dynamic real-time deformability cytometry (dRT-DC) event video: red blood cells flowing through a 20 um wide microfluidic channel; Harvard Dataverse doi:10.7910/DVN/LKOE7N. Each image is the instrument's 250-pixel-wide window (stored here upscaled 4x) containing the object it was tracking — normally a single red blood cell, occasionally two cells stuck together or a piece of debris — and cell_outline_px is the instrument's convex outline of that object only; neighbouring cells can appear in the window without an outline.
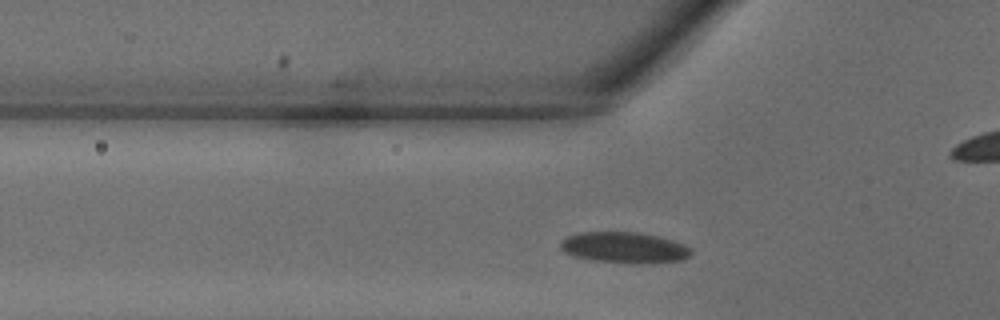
{"species": "common noctule bat (a hibernating species)", "species_latin": "Nyctalus noctula", "temperature_condition": "warm", "stored_images_in_passage": 23, "camera_frame_rate_fps": 3000, "um_per_image_px": 0.085, "animal": {"sex": "male", "body_mass_g": 18.8}, "frame": {"image": 1, "passage_image": 2, "time_ms": 0.333, "image_size_px": [1000, 320], "cell_outline_px": [[692, 252], [688, 256], [680, 260], [644, 264], [632, 264], [592, 260], [572, 256], [564, 252], [560, 248], [560, 240], [568, 236], [580, 232], [640, 232], [660, 236], [684, 244], [692, 248]], "centroid_in_image_um": [53.05, 21.04], "position_along_channel_um": 72.7, "area_um2": 23.93}}
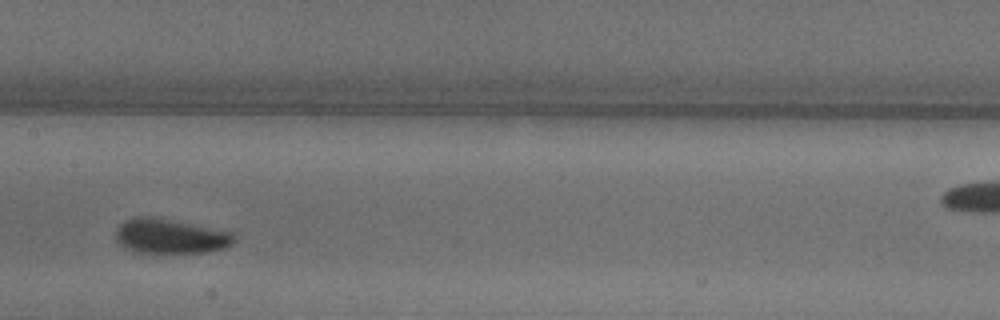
{"frame": {"image": 2, "passage_image": 9, "time_ms": 2.667, "image_size_px": [1000, 320], "cell_outline_px": [[236, 240], [232, 244], [224, 248], [204, 252], [132, 252], [124, 248], [116, 240], [116, 228], [124, 220], [136, 216], [140, 216], [168, 220], [232, 232]], "centroid_in_image_um": [14.43, 20.09], "position_along_channel_um": 193.0, "area_um2": 23.47}}
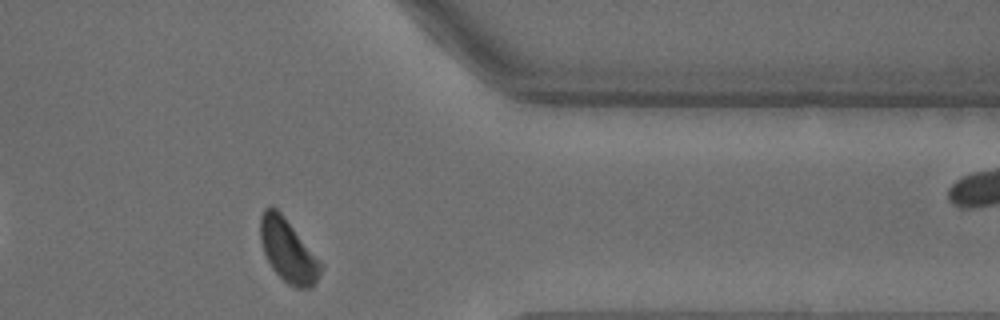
{"frame": {"image": 3, "passage_image": 21, "time_ms": 6.667, "image_size_px": [1000, 320], "cell_outline_px": [[324, 264], [312, 288], [296, 288], [288, 284], [272, 268], [264, 252], [260, 240], [260, 216], [264, 208], [276, 208], [280, 212]], "centroid_in_image_um": [24.49, 21.32], "position_along_channel_um": 386.9, "area_um2": 21.91}}